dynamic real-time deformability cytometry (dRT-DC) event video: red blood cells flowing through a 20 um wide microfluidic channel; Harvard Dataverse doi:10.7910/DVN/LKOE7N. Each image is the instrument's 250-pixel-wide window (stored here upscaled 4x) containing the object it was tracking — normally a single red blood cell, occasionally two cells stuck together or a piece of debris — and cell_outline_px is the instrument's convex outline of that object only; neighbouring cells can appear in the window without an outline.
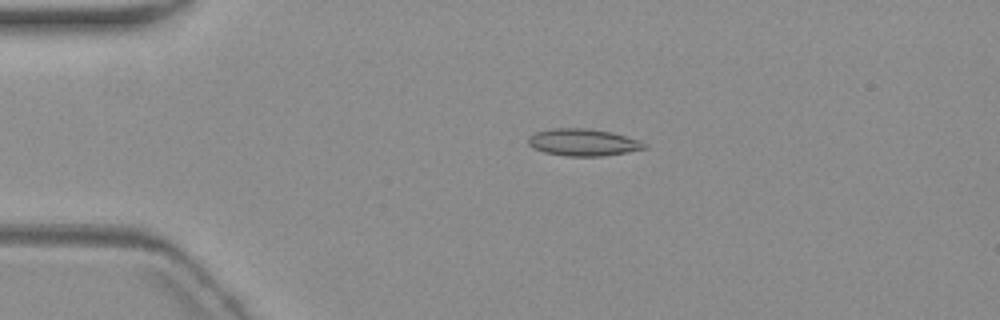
{"species": "common noctule bat (a hibernating species)", "species_latin": "Nyctalus noctula", "temperature_condition": "warm", "stored_images_in_passage": 5, "camera_frame_rate_fps": 3000, "um_per_image_px": 0.085, "animal": {"sex": "female", "body_mass_g": 19.3, "forearm_length_mm": 54.1}, "frame": {"image": 1, "passage_image": 4, "time_ms": 3.667, "image_size_px": [1000, 320], "cell_outline_px": [[648, 148], [600, 156], [568, 156], [544, 152], [532, 148], [528, 144], [528, 136], [536, 132], [552, 128], [588, 128], [612, 132], [640, 140], [648, 144]], "centroid_in_image_um": [49.56, 12.09], "position_along_channel_um": 35.4, "area_um2": 18.38}}